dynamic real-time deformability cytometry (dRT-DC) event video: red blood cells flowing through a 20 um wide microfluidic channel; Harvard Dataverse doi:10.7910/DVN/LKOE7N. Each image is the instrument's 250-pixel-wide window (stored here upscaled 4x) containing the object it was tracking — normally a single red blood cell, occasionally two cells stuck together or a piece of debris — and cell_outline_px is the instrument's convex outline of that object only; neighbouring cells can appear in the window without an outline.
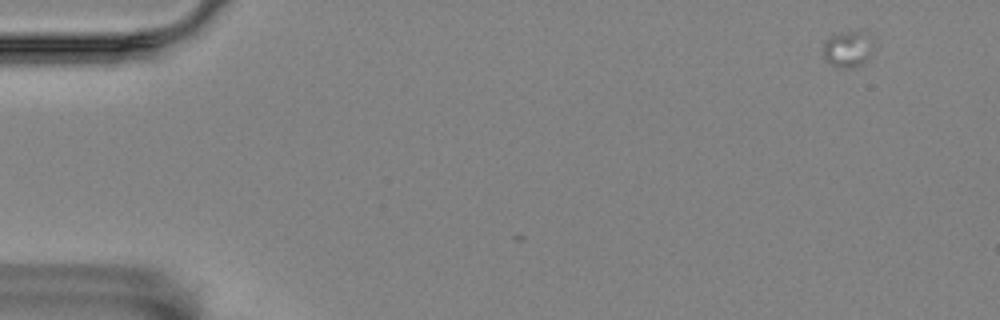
{"species": "Egyptian fruit bat (a non-hibernating species)", "species_latin": "Rousettus aegyptiacus", "temperature_condition": "room temperature", "stored_images_in_passage": 3, "camera_frame_rate_fps": 3000, "um_per_image_px": 0.085, "animal": {"sex": "female"}, "frame": {"image": 1, "passage_image": 1, "time_ms": 0.0, "image_size_px": [1000, 320], "cell_outline_px": [[872, 44], [868, 56], [860, 64], [852, 68], [840, 68], [824, 60], [824, 40], [832, 32], [864, 32], [872, 36]], "centroid_in_image_um": [72.01, 4.13], "position_along_channel_um": 13.0, "area_um2": 10.58}}